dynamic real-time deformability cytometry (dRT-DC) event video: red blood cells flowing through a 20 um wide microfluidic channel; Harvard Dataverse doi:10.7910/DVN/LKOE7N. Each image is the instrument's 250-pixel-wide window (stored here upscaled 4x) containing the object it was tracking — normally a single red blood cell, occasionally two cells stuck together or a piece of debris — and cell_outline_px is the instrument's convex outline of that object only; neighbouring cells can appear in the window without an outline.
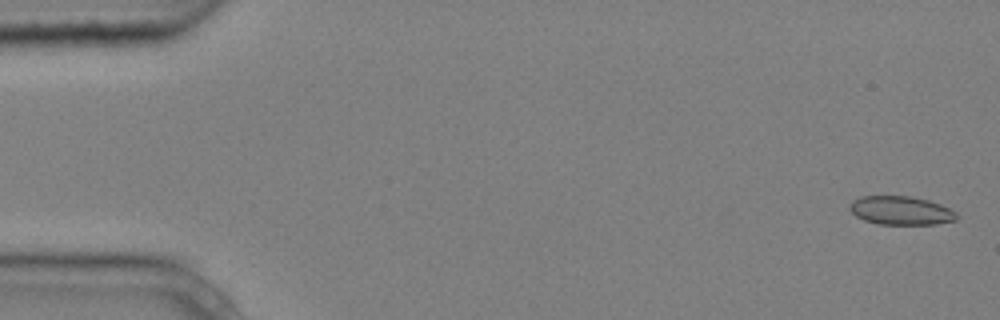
{"species": "common noctule bat (a hibernating species)", "species_latin": "Nyctalus noctula", "temperature_condition": "cold", "stored_images_in_passage": 5, "camera_frame_rate_fps": 3000, "um_per_image_px": 0.085, "animal": {"sex": "male", "body_mass_g": 20.4}, "frame": {"image": 1, "passage_image": 1, "time_ms": 0.0, "image_size_px": [1000, 320], "cell_outline_px": [[956, 220], [936, 224], [876, 224], [864, 220], [856, 216], [848, 208], [848, 204], [852, 200], [860, 196], [912, 196], [928, 200], [940, 204], [956, 212]], "centroid_in_image_um": [76.53, 17.89], "position_along_channel_um": 8.5, "area_um2": 17.92}}
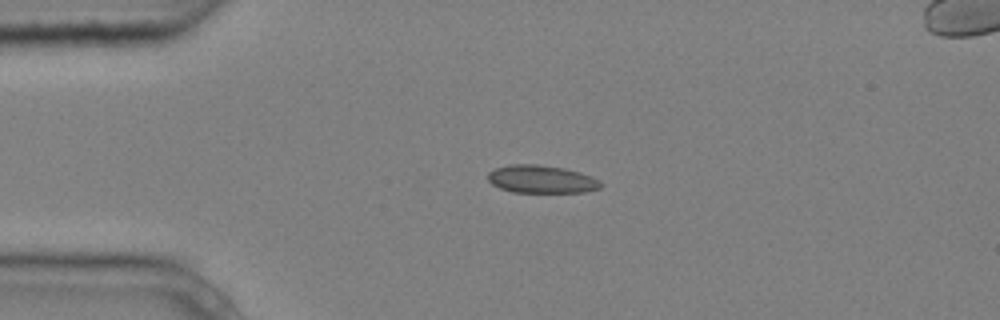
{"frame": {"image": 2, "passage_image": 4, "time_ms": 1.0, "image_size_px": [1000, 320], "cell_outline_px": [[604, 184], [600, 188], [584, 192], [512, 192], [500, 188], [492, 184], [488, 180], [488, 172], [496, 168], [508, 164], [536, 164], [564, 168], [580, 172], [592, 176], [600, 180]], "centroid_in_image_um": [46.04, 15.23], "position_along_channel_um": 39.0, "area_um2": 18.44}}